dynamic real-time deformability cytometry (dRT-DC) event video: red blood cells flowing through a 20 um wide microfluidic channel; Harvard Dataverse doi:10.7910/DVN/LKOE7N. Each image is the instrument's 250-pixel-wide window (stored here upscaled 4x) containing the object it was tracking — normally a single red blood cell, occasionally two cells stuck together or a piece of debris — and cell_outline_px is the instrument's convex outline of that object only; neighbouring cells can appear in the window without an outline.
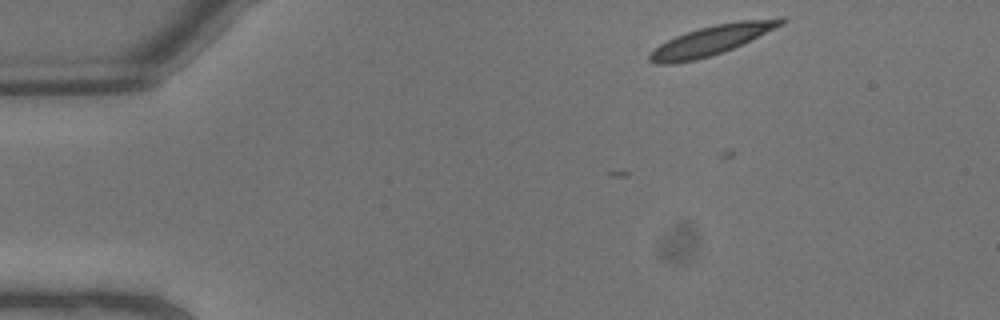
{"species": "common noctule bat (a hibernating species)", "species_latin": "Nyctalus noctula", "temperature_condition": "warm", "stored_images_in_passage": 3, "camera_frame_rate_fps": 3000, "um_per_image_px": 0.085, "animal": {"sex": "male", "body_mass_g": 13.3}, "frame": {"image": 1, "passage_image": 1, "time_ms": 0.0, "image_size_px": [1000, 320], "cell_outline_px": [[788, 20], [784, 24], [732, 48], [696, 60], [672, 64], [656, 64], [648, 60], [648, 56], [660, 44], [676, 36], [700, 28], [716, 24], [740, 20], [780, 16], [784, 16]], "centroid_in_image_um": [60.54, 3.39], "position_along_channel_um": 24.5, "area_um2": 22.43}}